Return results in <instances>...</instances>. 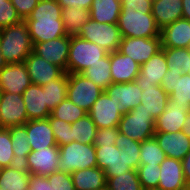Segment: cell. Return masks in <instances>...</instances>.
I'll return each instance as SVG.
<instances>
[{"mask_svg":"<svg viewBox=\"0 0 190 190\" xmlns=\"http://www.w3.org/2000/svg\"><path fill=\"white\" fill-rule=\"evenodd\" d=\"M168 71L164 51L161 49L147 62L140 65V72L135 78L138 86L161 85L162 78Z\"/></svg>","mask_w":190,"mask_h":190,"instance_id":"obj_17","label":"cell"},{"mask_svg":"<svg viewBox=\"0 0 190 190\" xmlns=\"http://www.w3.org/2000/svg\"><path fill=\"white\" fill-rule=\"evenodd\" d=\"M190 106L166 104L164 111L155 121V132H179L181 131Z\"/></svg>","mask_w":190,"mask_h":190,"instance_id":"obj_24","label":"cell"},{"mask_svg":"<svg viewBox=\"0 0 190 190\" xmlns=\"http://www.w3.org/2000/svg\"><path fill=\"white\" fill-rule=\"evenodd\" d=\"M155 118L142 108H134L124 113L119 121V132L142 143L155 134Z\"/></svg>","mask_w":190,"mask_h":190,"instance_id":"obj_6","label":"cell"},{"mask_svg":"<svg viewBox=\"0 0 190 190\" xmlns=\"http://www.w3.org/2000/svg\"><path fill=\"white\" fill-rule=\"evenodd\" d=\"M0 49L7 64L25 62L33 51V43L24 21L0 29Z\"/></svg>","mask_w":190,"mask_h":190,"instance_id":"obj_2","label":"cell"},{"mask_svg":"<svg viewBox=\"0 0 190 190\" xmlns=\"http://www.w3.org/2000/svg\"><path fill=\"white\" fill-rule=\"evenodd\" d=\"M187 69H189L188 74H190V56H188Z\"/></svg>","mask_w":190,"mask_h":190,"instance_id":"obj_59","label":"cell"},{"mask_svg":"<svg viewBox=\"0 0 190 190\" xmlns=\"http://www.w3.org/2000/svg\"><path fill=\"white\" fill-rule=\"evenodd\" d=\"M10 131L12 148L14 153L15 165L24 166L27 155L31 152L29 137L26 132V127L12 126L8 128Z\"/></svg>","mask_w":190,"mask_h":190,"instance_id":"obj_30","label":"cell"},{"mask_svg":"<svg viewBox=\"0 0 190 190\" xmlns=\"http://www.w3.org/2000/svg\"><path fill=\"white\" fill-rule=\"evenodd\" d=\"M115 145L118 148H123L130 167L133 170H137L140 165L141 143L118 131V138L115 141Z\"/></svg>","mask_w":190,"mask_h":190,"instance_id":"obj_38","label":"cell"},{"mask_svg":"<svg viewBox=\"0 0 190 190\" xmlns=\"http://www.w3.org/2000/svg\"><path fill=\"white\" fill-rule=\"evenodd\" d=\"M106 179L107 190H144L138 178L137 170Z\"/></svg>","mask_w":190,"mask_h":190,"instance_id":"obj_37","label":"cell"},{"mask_svg":"<svg viewBox=\"0 0 190 190\" xmlns=\"http://www.w3.org/2000/svg\"><path fill=\"white\" fill-rule=\"evenodd\" d=\"M169 105L190 106V74H182L172 87Z\"/></svg>","mask_w":190,"mask_h":190,"instance_id":"obj_35","label":"cell"},{"mask_svg":"<svg viewBox=\"0 0 190 190\" xmlns=\"http://www.w3.org/2000/svg\"><path fill=\"white\" fill-rule=\"evenodd\" d=\"M30 173L23 166L13 165L0 169L2 190H28Z\"/></svg>","mask_w":190,"mask_h":190,"instance_id":"obj_28","label":"cell"},{"mask_svg":"<svg viewBox=\"0 0 190 190\" xmlns=\"http://www.w3.org/2000/svg\"><path fill=\"white\" fill-rule=\"evenodd\" d=\"M118 127L102 128L97 130L93 145L102 147V145H115L118 138Z\"/></svg>","mask_w":190,"mask_h":190,"instance_id":"obj_48","label":"cell"},{"mask_svg":"<svg viewBox=\"0 0 190 190\" xmlns=\"http://www.w3.org/2000/svg\"><path fill=\"white\" fill-rule=\"evenodd\" d=\"M24 22L33 44L67 35L62 21V8L56 0H40Z\"/></svg>","mask_w":190,"mask_h":190,"instance_id":"obj_1","label":"cell"},{"mask_svg":"<svg viewBox=\"0 0 190 190\" xmlns=\"http://www.w3.org/2000/svg\"><path fill=\"white\" fill-rule=\"evenodd\" d=\"M108 52L99 45L87 41L80 36H70L67 73H82L89 66L100 62Z\"/></svg>","mask_w":190,"mask_h":190,"instance_id":"obj_5","label":"cell"},{"mask_svg":"<svg viewBox=\"0 0 190 190\" xmlns=\"http://www.w3.org/2000/svg\"><path fill=\"white\" fill-rule=\"evenodd\" d=\"M93 0H76V7L90 10Z\"/></svg>","mask_w":190,"mask_h":190,"instance_id":"obj_57","label":"cell"},{"mask_svg":"<svg viewBox=\"0 0 190 190\" xmlns=\"http://www.w3.org/2000/svg\"><path fill=\"white\" fill-rule=\"evenodd\" d=\"M166 158L154 137L144 140L140 148V165H160Z\"/></svg>","mask_w":190,"mask_h":190,"instance_id":"obj_36","label":"cell"},{"mask_svg":"<svg viewBox=\"0 0 190 190\" xmlns=\"http://www.w3.org/2000/svg\"><path fill=\"white\" fill-rule=\"evenodd\" d=\"M162 48L161 38L122 37L119 51L131 57L139 65L147 62Z\"/></svg>","mask_w":190,"mask_h":190,"instance_id":"obj_9","label":"cell"},{"mask_svg":"<svg viewBox=\"0 0 190 190\" xmlns=\"http://www.w3.org/2000/svg\"><path fill=\"white\" fill-rule=\"evenodd\" d=\"M137 173L144 190H157L160 177L159 165H139Z\"/></svg>","mask_w":190,"mask_h":190,"instance_id":"obj_41","label":"cell"},{"mask_svg":"<svg viewBox=\"0 0 190 190\" xmlns=\"http://www.w3.org/2000/svg\"><path fill=\"white\" fill-rule=\"evenodd\" d=\"M28 190H52L46 176L30 174Z\"/></svg>","mask_w":190,"mask_h":190,"instance_id":"obj_51","label":"cell"},{"mask_svg":"<svg viewBox=\"0 0 190 190\" xmlns=\"http://www.w3.org/2000/svg\"><path fill=\"white\" fill-rule=\"evenodd\" d=\"M162 48H190V21L177 19L160 30Z\"/></svg>","mask_w":190,"mask_h":190,"instance_id":"obj_20","label":"cell"},{"mask_svg":"<svg viewBox=\"0 0 190 190\" xmlns=\"http://www.w3.org/2000/svg\"><path fill=\"white\" fill-rule=\"evenodd\" d=\"M117 24L122 37H160L151 10L121 9Z\"/></svg>","mask_w":190,"mask_h":190,"instance_id":"obj_3","label":"cell"},{"mask_svg":"<svg viewBox=\"0 0 190 190\" xmlns=\"http://www.w3.org/2000/svg\"><path fill=\"white\" fill-rule=\"evenodd\" d=\"M153 0H121V9L152 10Z\"/></svg>","mask_w":190,"mask_h":190,"instance_id":"obj_50","label":"cell"},{"mask_svg":"<svg viewBox=\"0 0 190 190\" xmlns=\"http://www.w3.org/2000/svg\"><path fill=\"white\" fill-rule=\"evenodd\" d=\"M86 114L87 112L85 110L75 105L68 98L63 100L51 111V115L54 118L64 120L69 124L81 119Z\"/></svg>","mask_w":190,"mask_h":190,"instance_id":"obj_40","label":"cell"},{"mask_svg":"<svg viewBox=\"0 0 190 190\" xmlns=\"http://www.w3.org/2000/svg\"><path fill=\"white\" fill-rule=\"evenodd\" d=\"M6 65H7V63H6V61H5L4 57H3L2 53H1V49H0V70H1L4 66H6Z\"/></svg>","mask_w":190,"mask_h":190,"instance_id":"obj_58","label":"cell"},{"mask_svg":"<svg viewBox=\"0 0 190 190\" xmlns=\"http://www.w3.org/2000/svg\"><path fill=\"white\" fill-rule=\"evenodd\" d=\"M81 74L105 90L112 83L110 53L101 58L100 62L89 66V68L85 69Z\"/></svg>","mask_w":190,"mask_h":190,"instance_id":"obj_32","label":"cell"},{"mask_svg":"<svg viewBox=\"0 0 190 190\" xmlns=\"http://www.w3.org/2000/svg\"><path fill=\"white\" fill-rule=\"evenodd\" d=\"M182 18L190 21V0H182Z\"/></svg>","mask_w":190,"mask_h":190,"instance_id":"obj_54","label":"cell"},{"mask_svg":"<svg viewBox=\"0 0 190 190\" xmlns=\"http://www.w3.org/2000/svg\"><path fill=\"white\" fill-rule=\"evenodd\" d=\"M22 21L10 0L0 1V29L17 25Z\"/></svg>","mask_w":190,"mask_h":190,"instance_id":"obj_44","label":"cell"},{"mask_svg":"<svg viewBox=\"0 0 190 190\" xmlns=\"http://www.w3.org/2000/svg\"><path fill=\"white\" fill-rule=\"evenodd\" d=\"M61 8L76 7V0H56Z\"/></svg>","mask_w":190,"mask_h":190,"instance_id":"obj_56","label":"cell"},{"mask_svg":"<svg viewBox=\"0 0 190 190\" xmlns=\"http://www.w3.org/2000/svg\"><path fill=\"white\" fill-rule=\"evenodd\" d=\"M91 119L98 129L118 127L124 112L121 110L120 104L103 91L96 102L92 105L88 112Z\"/></svg>","mask_w":190,"mask_h":190,"instance_id":"obj_11","label":"cell"},{"mask_svg":"<svg viewBox=\"0 0 190 190\" xmlns=\"http://www.w3.org/2000/svg\"><path fill=\"white\" fill-rule=\"evenodd\" d=\"M32 84L25 63L7 64L0 70V91L22 95Z\"/></svg>","mask_w":190,"mask_h":190,"instance_id":"obj_15","label":"cell"},{"mask_svg":"<svg viewBox=\"0 0 190 190\" xmlns=\"http://www.w3.org/2000/svg\"><path fill=\"white\" fill-rule=\"evenodd\" d=\"M75 190H101L106 188V174L98 167L71 173Z\"/></svg>","mask_w":190,"mask_h":190,"instance_id":"obj_27","label":"cell"},{"mask_svg":"<svg viewBox=\"0 0 190 190\" xmlns=\"http://www.w3.org/2000/svg\"><path fill=\"white\" fill-rule=\"evenodd\" d=\"M121 0H93L90 8L91 19L99 23H118Z\"/></svg>","mask_w":190,"mask_h":190,"instance_id":"obj_29","label":"cell"},{"mask_svg":"<svg viewBox=\"0 0 190 190\" xmlns=\"http://www.w3.org/2000/svg\"><path fill=\"white\" fill-rule=\"evenodd\" d=\"M25 65L32 84L43 86L54 79L61 78L66 72L59 66L49 63L33 51L26 58Z\"/></svg>","mask_w":190,"mask_h":190,"instance_id":"obj_14","label":"cell"},{"mask_svg":"<svg viewBox=\"0 0 190 190\" xmlns=\"http://www.w3.org/2000/svg\"><path fill=\"white\" fill-rule=\"evenodd\" d=\"M22 95L29 120L46 119L51 115L42 86L31 84Z\"/></svg>","mask_w":190,"mask_h":190,"instance_id":"obj_23","label":"cell"},{"mask_svg":"<svg viewBox=\"0 0 190 190\" xmlns=\"http://www.w3.org/2000/svg\"><path fill=\"white\" fill-rule=\"evenodd\" d=\"M186 184L190 182V151L181 160Z\"/></svg>","mask_w":190,"mask_h":190,"instance_id":"obj_53","label":"cell"},{"mask_svg":"<svg viewBox=\"0 0 190 190\" xmlns=\"http://www.w3.org/2000/svg\"><path fill=\"white\" fill-rule=\"evenodd\" d=\"M24 126L29 137L31 151L58 146L49 119L28 120Z\"/></svg>","mask_w":190,"mask_h":190,"instance_id":"obj_22","label":"cell"},{"mask_svg":"<svg viewBox=\"0 0 190 190\" xmlns=\"http://www.w3.org/2000/svg\"><path fill=\"white\" fill-rule=\"evenodd\" d=\"M183 74V71L168 70L162 78L161 86L164 91L169 95L172 92V87L176 80Z\"/></svg>","mask_w":190,"mask_h":190,"instance_id":"obj_52","label":"cell"},{"mask_svg":"<svg viewBox=\"0 0 190 190\" xmlns=\"http://www.w3.org/2000/svg\"><path fill=\"white\" fill-rule=\"evenodd\" d=\"M70 35L34 43L33 52L49 63L61 67L67 73V61L69 57Z\"/></svg>","mask_w":190,"mask_h":190,"instance_id":"obj_13","label":"cell"},{"mask_svg":"<svg viewBox=\"0 0 190 190\" xmlns=\"http://www.w3.org/2000/svg\"><path fill=\"white\" fill-rule=\"evenodd\" d=\"M164 51L167 61L168 70L183 71L188 74L187 69L188 56H190V48H161Z\"/></svg>","mask_w":190,"mask_h":190,"instance_id":"obj_39","label":"cell"},{"mask_svg":"<svg viewBox=\"0 0 190 190\" xmlns=\"http://www.w3.org/2000/svg\"><path fill=\"white\" fill-rule=\"evenodd\" d=\"M186 190H190V182L186 184Z\"/></svg>","mask_w":190,"mask_h":190,"instance_id":"obj_60","label":"cell"},{"mask_svg":"<svg viewBox=\"0 0 190 190\" xmlns=\"http://www.w3.org/2000/svg\"><path fill=\"white\" fill-rule=\"evenodd\" d=\"M97 167L105 170L108 165H111L117 156L116 145H102V147H95Z\"/></svg>","mask_w":190,"mask_h":190,"instance_id":"obj_46","label":"cell"},{"mask_svg":"<svg viewBox=\"0 0 190 190\" xmlns=\"http://www.w3.org/2000/svg\"><path fill=\"white\" fill-rule=\"evenodd\" d=\"M132 170L133 169L130 167V163H128V160L124 154L123 148L117 147L116 160L111 165H108L104 172L106 174V178H111L119 176L122 173L125 174Z\"/></svg>","mask_w":190,"mask_h":190,"instance_id":"obj_45","label":"cell"},{"mask_svg":"<svg viewBox=\"0 0 190 190\" xmlns=\"http://www.w3.org/2000/svg\"><path fill=\"white\" fill-rule=\"evenodd\" d=\"M104 90L81 73H68L67 98L87 113Z\"/></svg>","mask_w":190,"mask_h":190,"instance_id":"obj_8","label":"cell"},{"mask_svg":"<svg viewBox=\"0 0 190 190\" xmlns=\"http://www.w3.org/2000/svg\"><path fill=\"white\" fill-rule=\"evenodd\" d=\"M59 147L50 146L44 149L31 151L23 166L30 174L47 176L59 171Z\"/></svg>","mask_w":190,"mask_h":190,"instance_id":"obj_12","label":"cell"},{"mask_svg":"<svg viewBox=\"0 0 190 190\" xmlns=\"http://www.w3.org/2000/svg\"><path fill=\"white\" fill-rule=\"evenodd\" d=\"M166 157L182 160L190 151V138L184 132H155L153 136Z\"/></svg>","mask_w":190,"mask_h":190,"instance_id":"obj_18","label":"cell"},{"mask_svg":"<svg viewBox=\"0 0 190 190\" xmlns=\"http://www.w3.org/2000/svg\"><path fill=\"white\" fill-rule=\"evenodd\" d=\"M48 119L57 145L62 146L71 143V124L64 120L56 119L52 115Z\"/></svg>","mask_w":190,"mask_h":190,"instance_id":"obj_43","label":"cell"},{"mask_svg":"<svg viewBox=\"0 0 190 190\" xmlns=\"http://www.w3.org/2000/svg\"><path fill=\"white\" fill-rule=\"evenodd\" d=\"M28 120L23 95L1 92L0 128L21 126Z\"/></svg>","mask_w":190,"mask_h":190,"instance_id":"obj_10","label":"cell"},{"mask_svg":"<svg viewBox=\"0 0 190 190\" xmlns=\"http://www.w3.org/2000/svg\"><path fill=\"white\" fill-rule=\"evenodd\" d=\"M151 13L161 30L182 18V0H153Z\"/></svg>","mask_w":190,"mask_h":190,"instance_id":"obj_26","label":"cell"},{"mask_svg":"<svg viewBox=\"0 0 190 190\" xmlns=\"http://www.w3.org/2000/svg\"><path fill=\"white\" fill-rule=\"evenodd\" d=\"M182 132H184V134L190 138V112L187 114V118L184 121V125L181 129Z\"/></svg>","mask_w":190,"mask_h":190,"instance_id":"obj_55","label":"cell"},{"mask_svg":"<svg viewBox=\"0 0 190 190\" xmlns=\"http://www.w3.org/2000/svg\"><path fill=\"white\" fill-rule=\"evenodd\" d=\"M91 19L90 11L81 7L62 8V21L67 35L75 36L83 24Z\"/></svg>","mask_w":190,"mask_h":190,"instance_id":"obj_31","label":"cell"},{"mask_svg":"<svg viewBox=\"0 0 190 190\" xmlns=\"http://www.w3.org/2000/svg\"><path fill=\"white\" fill-rule=\"evenodd\" d=\"M104 92L120 104L124 113L134 109L141 102L142 90L135 81L128 83H111Z\"/></svg>","mask_w":190,"mask_h":190,"instance_id":"obj_16","label":"cell"},{"mask_svg":"<svg viewBox=\"0 0 190 190\" xmlns=\"http://www.w3.org/2000/svg\"><path fill=\"white\" fill-rule=\"evenodd\" d=\"M142 90L141 102L135 108H142L153 118H158L168 103L169 95L161 85L139 86Z\"/></svg>","mask_w":190,"mask_h":190,"instance_id":"obj_25","label":"cell"},{"mask_svg":"<svg viewBox=\"0 0 190 190\" xmlns=\"http://www.w3.org/2000/svg\"><path fill=\"white\" fill-rule=\"evenodd\" d=\"M52 190H75L70 173L57 171L46 176Z\"/></svg>","mask_w":190,"mask_h":190,"instance_id":"obj_47","label":"cell"},{"mask_svg":"<svg viewBox=\"0 0 190 190\" xmlns=\"http://www.w3.org/2000/svg\"><path fill=\"white\" fill-rule=\"evenodd\" d=\"M98 128L87 113L71 124V142L93 144Z\"/></svg>","mask_w":190,"mask_h":190,"instance_id":"obj_33","label":"cell"},{"mask_svg":"<svg viewBox=\"0 0 190 190\" xmlns=\"http://www.w3.org/2000/svg\"><path fill=\"white\" fill-rule=\"evenodd\" d=\"M10 131L0 128V169L15 165Z\"/></svg>","mask_w":190,"mask_h":190,"instance_id":"obj_42","label":"cell"},{"mask_svg":"<svg viewBox=\"0 0 190 190\" xmlns=\"http://www.w3.org/2000/svg\"><path fill=\"white\" fill-rule=\"evenodd\" d=\"M46 91V104L50 111L67 98L68 73L42 86Z\"/></svg>","mask_w":190,"mask_h":190,"instance_id":"obj_34","label":"cell"},{"mask_svg":"<svg viewBox=\"0 0 190 190\" xmlns=\"http://www.w3.org/2000/svg\"><path fill=\"white\" fill-rule=\"evenodd\" d=\"M16 8L17 14L24 21L33 9L37 6L40 0H10Z\"/></svg>","mask_w":190,"mask_h":190,"instance_id":"obj_49","label":"cell"},{"mask_svg":"<svg viewBox=\"0 0 190 190\" xmlns=\"http://www.w3.org/2000/svg\"><path fill=\"white\" fill-rule=\"evenodd\" d=\"M77 36L99 45L108 53L118 51L122 39L117 23L103 24L93 19L83 24Z\"/></svg>","mask_w":190,"mask_h":190,"instance_id":"obj_7","label":"cell"},{"mask_svg":"<svg viewBox=\"0 0 190 190\" xmlns=\"http://www.w3.org/2000/svg\"><path fill=\"white\" fill-rule=\"evenodd\" d=\"M159 169L157 190H186V181L180 160L166 157L159 165Z\"/></svg>","mask_w":190,"mask_h":190,"instance_id":"obj_19","label":"cell"},{"mask_svg":"<svg viewBox=\"0 0 190 190\" xmlns=\"http://www.w3.org/2000/svg\"><path fill=\"white\" fill-rule=\"evenodd\" d=\"M59 147V171H74L97 167L96 150L93 144L71 142Z\"/></svg>","mask_w":190,"mask_h":190,"instance_id":"obj_4","label":"cell"},{"mask_svg":"<svg viewBox=\"0 0 190 190\" xmlns=\"http://www.w3.org/2000/svg\"><path fill=\"white\" fill-rule=\"evenodd\" d=\"M110 71L112 83H128L135 81L140 72V65L118 50L110 52Z\"/></svg>","mask_w":190,"mask_h":190,"instance_id":"obj_21","label":"cell"}]
</instances>
